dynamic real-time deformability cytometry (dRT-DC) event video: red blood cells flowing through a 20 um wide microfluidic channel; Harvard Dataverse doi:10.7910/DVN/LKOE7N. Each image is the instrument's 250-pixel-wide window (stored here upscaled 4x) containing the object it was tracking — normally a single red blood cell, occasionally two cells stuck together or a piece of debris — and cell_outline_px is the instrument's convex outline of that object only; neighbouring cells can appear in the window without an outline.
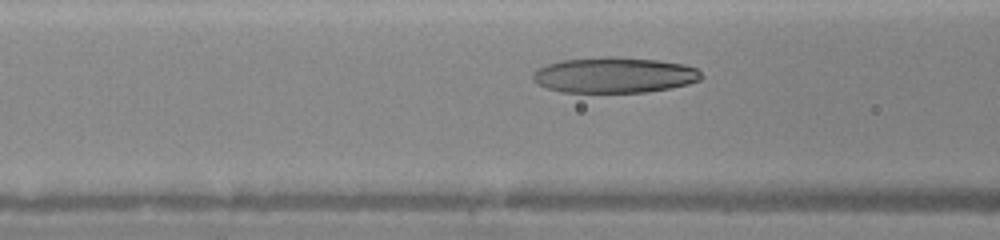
{"species": "human", "species_latin": "Homo sapiens", "temperature_condition": "warm", "stored_images_in_passage": 31, "camera_frame_rate_fps": 3000, "um_per_image_px": 0.085, "donor": {"sex": "female"}, "frame": {"image": 1, "passage_image": 11, "time_ms": 3.333, "image_size_px": [1000, 240], "cell_outline_px": [[704, 76], [700, 80], [688, 84], [672, 88], [648, 92], [564, 92], [548, 88], [536, 84], [532, 80], [532, 72], [536, 68], [560, 60], [608, 56], [612, 56], [656, 60], [684, 64], [696, 68]], "centroid_in_image_um": [52.2, 6.38], "position_along_channel_um": 114.4, "area_um2": 35.26}}
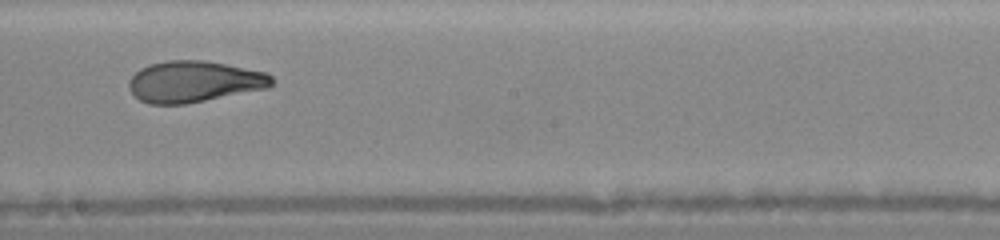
{"frame": {"image": 2, "passage_image": 19, "time_ms": 6.0, "image_size_px": [1000, 240], "cell_outline_px": [[272, 84], [268, 88], [184, 104], [148, 104], [140, 100], [128, 88], [128, 84], [132, 76], [140, 68], [152, 64], [168, 60], [204, 60], [268, 72], [272, 76]], "centroid_in_image_um": [16.5, 6.93], "position_along_channel_um": 231.7, "area_um2": 34.22}}
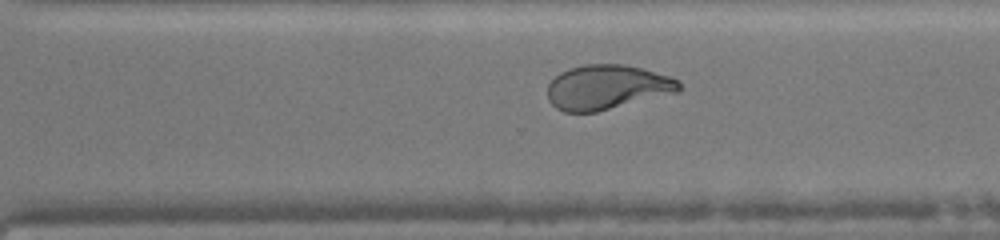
{"frame": {"image": 3, "passage_image": 25, "time_ms": 8.0, "image_size_px": [1000, 240], "cell_outline_px": [[684, 88], [680, 92], [596, 112], [564, 112], [556, 108], [548, 100], [548, 84], [560, 72], [568, 68], [584, 64], [624, 64], [640, 68], [668, 76], [680, 80]], "centroid_in_image_um": [51.62, 7.41], "position_along_channel_um": 319.0, "area_um2": 34.45}}